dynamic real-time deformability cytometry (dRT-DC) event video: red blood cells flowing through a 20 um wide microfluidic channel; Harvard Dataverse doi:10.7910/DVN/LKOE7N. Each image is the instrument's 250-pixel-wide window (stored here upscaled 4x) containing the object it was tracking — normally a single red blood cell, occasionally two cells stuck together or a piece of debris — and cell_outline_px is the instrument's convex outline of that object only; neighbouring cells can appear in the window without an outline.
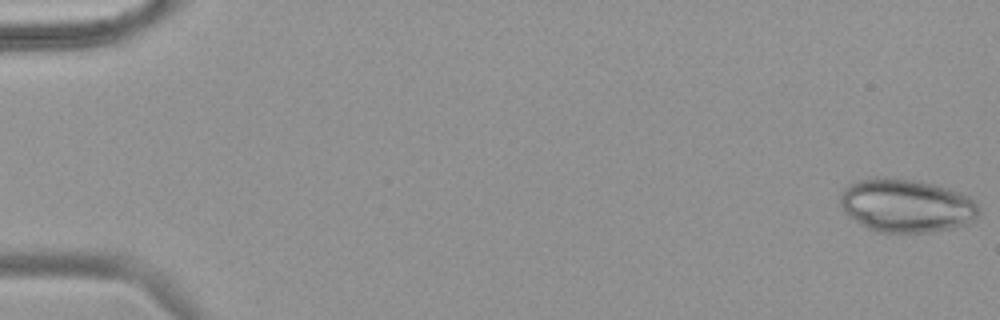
{"species": "common noctule bat (a hibernating species)", "species_latin": "Nyctalus noctula", "temperature_condition": "warm", "stored_images_in_passage": 51, "camera_frame_rate_fps": 3000, "um_per_image_px": 0.085, "animal": {"sex": "female", "body_mass_g": 18.4}, "frame": {"image": 1, "passage_image": 1, "time_ms": 0.0, "image_size_px": [1000, 320], "cell_outline_px": [[980, 212], [968, 224], [952, 228], [932, 232], [876, 232], [860, 224], [848, 216], [844, 212], [840, 204], [840, 196], [844, 188], [848, 184], [860, 180], [912, 180], [936, 184], [960, 192], [976, 200], [980, 208]], "centroid_in_image_um": [77.08, 17.51], "position_along_channel_um": 7.9, "area_um2": 42.71}}
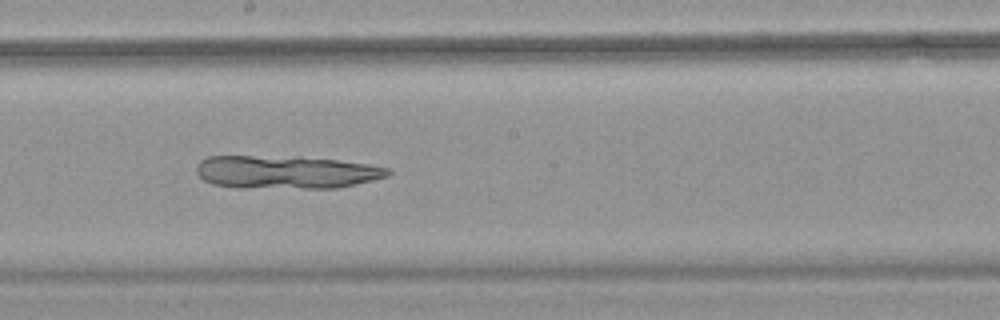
{"frame": {"image": 2, "passage_image": 31, "time_ms": 10.0, "image_size_px": [1000, 320], "cell_outline_px": [[392, 172], [388, 176], [340, 188], [236, 188], [212, 184], [204, 180], [196, 172], [196, 164], [200, 160], [208, 156], [300, 156], [336, 160], [368, 164], [392, 168]], "centroid_in_image_um": [24.31, 14.63], "position_along_channel_um": 223.9, "area_um2": 37.51}}
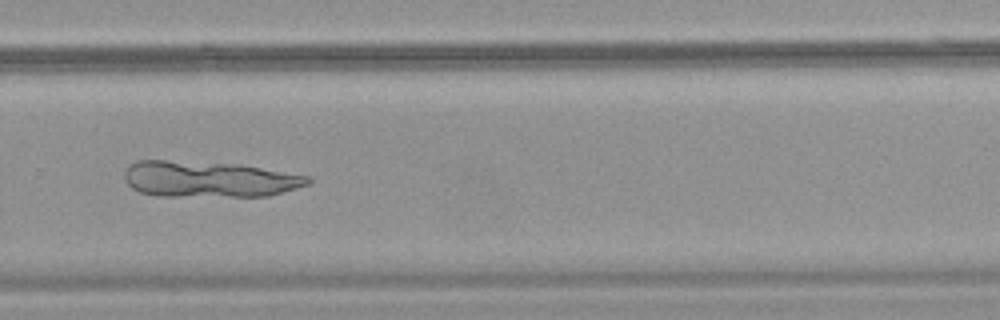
{"frame": {"image": 3, "passage_image": 38, "time_ms": 12.333, "image_size_px": [1000, 320], "cell_outline_px": [[312, 180], [308, 184], [296, 188], [268, 196], [156, 196], [140, 192], [132, 188], [124, 180], [124, 172], [128, 164], [136, 160], [164, 160], [236, 164], [308, 176]], "centroid_in_image_um": [17.68, 15.23], "position_along_channel_um": 312.1, "area_um2": 38.44}}